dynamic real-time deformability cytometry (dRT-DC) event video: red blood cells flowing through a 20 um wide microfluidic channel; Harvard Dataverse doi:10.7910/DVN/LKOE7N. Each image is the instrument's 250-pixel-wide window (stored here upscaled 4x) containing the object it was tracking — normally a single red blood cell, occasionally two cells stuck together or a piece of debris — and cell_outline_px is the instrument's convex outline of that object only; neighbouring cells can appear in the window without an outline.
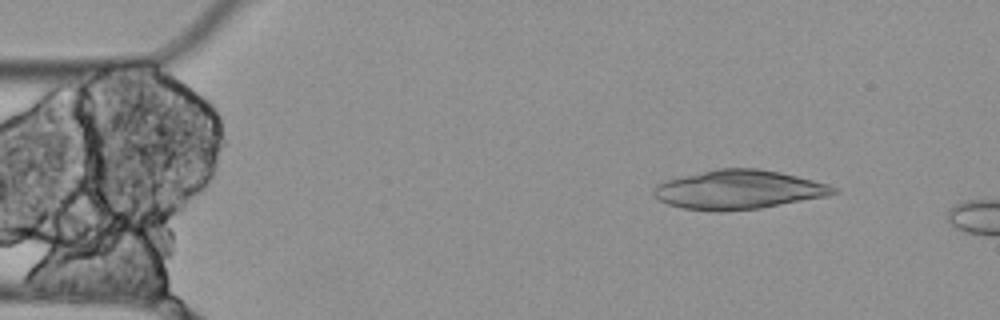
{"species": "Egyptian fruit bat (a non-hibernating species)", "species_latin": "Rousettus aegyptiacus", "temperature_condition": "cold", "stored_images_in_passage": 4, "camera_frame_rate_fps": 3000, "um_per_image_px": 0.085, "animal": {"sex": "female"}, "frame": {"image": 1, "passage_image": 2, "time_ms": 0.333, "image_size_px": [1000, 320], "cell_outline_px": [[836, 192], [824, 196], [760, 208], [724, 212], [712, 212], [684, 208], [668, 204], [660, 200], [652, 192], [652, 188], [656, 184], [668, 180], [716, 168], [756, 168], [780, 172], [828, 184], [836, 188]], "centroid_in_image_um": [62.72, 16.13], "position_along_channel_um": 22.3, "area_um2": 40.52}}